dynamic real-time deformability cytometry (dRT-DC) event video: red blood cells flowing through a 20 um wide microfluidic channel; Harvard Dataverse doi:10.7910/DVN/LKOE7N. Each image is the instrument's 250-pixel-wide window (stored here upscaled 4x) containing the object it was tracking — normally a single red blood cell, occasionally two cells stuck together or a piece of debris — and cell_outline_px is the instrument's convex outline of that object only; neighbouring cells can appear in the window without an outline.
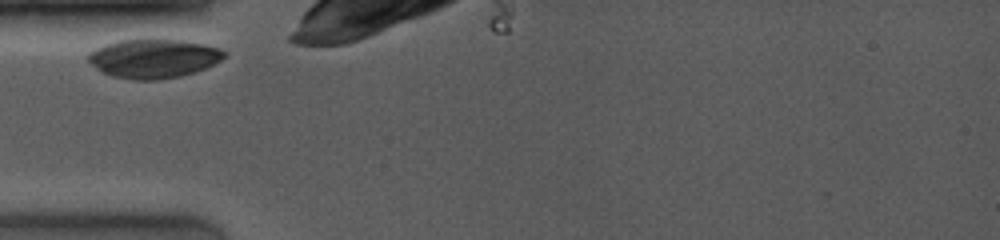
{"species": "common noctule bat (a hibernating species)", "species_latin": "Nyctalus noctula", "temperature_condition": "room temperature", "stored_images_in_passage": 3, "camera_frame_rate_fps": 4000, "um_per_image_px": 0.085, "animal": {"sex": "female", "body_mass_g": 19.0, "forearm_length_mm": 53.3}, "frame": {"image": 1, "passage_image": 1, "time_ms": 0.0, "image_size_px": [1000, 240], "cell_outline_px": [[228, 52], [220, 60], [196, 72], [180, 76], [156, 80], [132, 80], [112, 76], [96, 68], [88, 60], [88, 52], [104, 44], [116, 40], [148, 36], [152, 36], [180, 40], [204, 44], [220, 48]], "centroid_in_image_um": [13.02, 4.92], "position_along_channel_um": 72.0, "area_um2": 31.73}}